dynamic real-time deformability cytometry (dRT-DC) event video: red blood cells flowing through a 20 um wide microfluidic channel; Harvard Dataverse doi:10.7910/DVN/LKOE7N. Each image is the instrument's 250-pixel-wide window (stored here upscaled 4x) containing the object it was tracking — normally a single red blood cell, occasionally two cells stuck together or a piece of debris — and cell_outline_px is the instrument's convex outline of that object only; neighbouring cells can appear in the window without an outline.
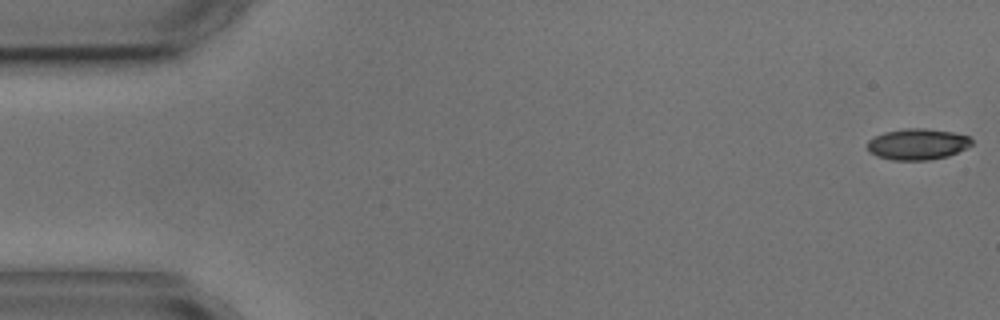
{"species": "common noctule bat (a hibernating species)", "species_latin": "Nyctalus noctula", "temperature_condition": "cold", "stored_images_in_passage": 4, "camera_frame_rate_fps": 3000, "um_per_image_px": 0.085, "animal": {"sex": "male", "body_mass_g": 17.9, "forearm_length_mm": 54.2}, "frame": {"image": 1, "passage_image": 1, "time_ms": 0.0, "image_size_px": [1000, 320], "cell_outline_px": [[972, 144], [948, 156], [928, 160], [892, 160], [876, 156], [868, 152], [868, 140], [884, 132], [904, 128], [924, 128], [952, 132], [968, 136], [972, 140]], "centroid_in_image_um": [77.95, 12.25], "position_along_channel_um": 7.1, "area_um2": 18.84}}
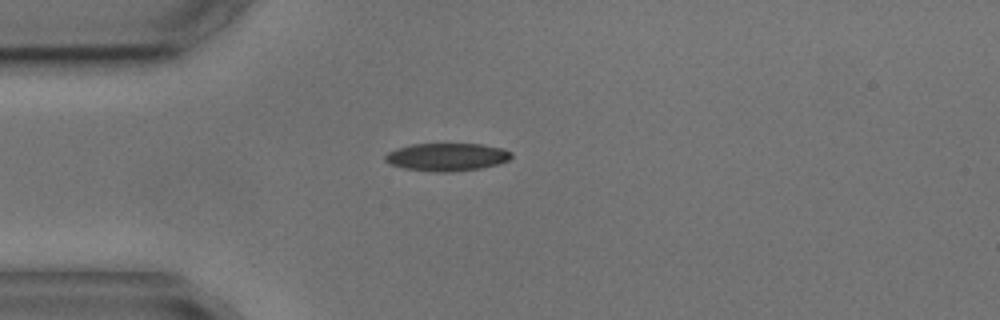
{"frame": {"image": 2, "passage_image": 4, "time_ms": 4.333, "image_size_px": [1000, 320], "cell_outline_px": [[512, 156], [508, 160], [496, 164], [480, 168], [452, 172], [432, 172], [404, 168], [388, 164], [384, 160], [384, 156], [388, 152], [396, 148], [412, 144], [480, 144], [504, 148], [512, 152]], "centroid_in_image_um": [37.95, 13.34], "position_along_channel_um": 47.0, "area_um2": 20.58}}